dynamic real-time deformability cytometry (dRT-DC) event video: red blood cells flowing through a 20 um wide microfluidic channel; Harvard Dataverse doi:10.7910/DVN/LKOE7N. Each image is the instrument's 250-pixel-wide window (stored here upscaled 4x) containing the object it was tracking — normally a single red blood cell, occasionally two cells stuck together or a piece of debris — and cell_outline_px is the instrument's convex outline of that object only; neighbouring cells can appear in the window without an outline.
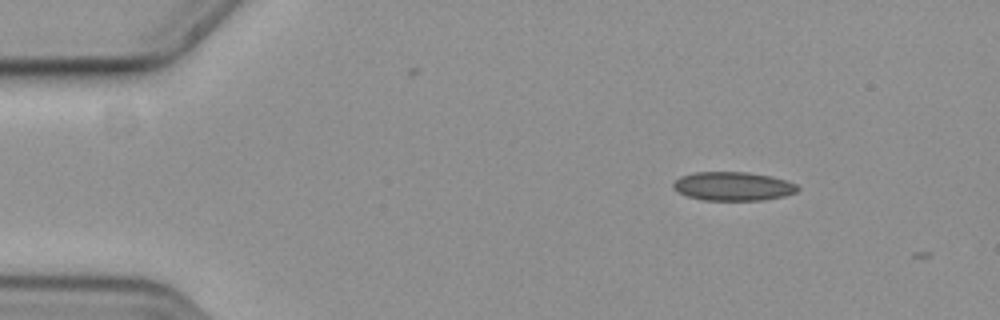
{"species": "common noctule bat (a hibernating species)", "species_latin": "Nyctalus noctula", "temperature_condition": "cold", "stored_images_in_passage": 2, "camera_frame_rate_fps": 3000, "um_per_image_px": 0.085, "animal": {"sex": "female", "body_mass_g": 19.3, "forearm_length_mm": 54.1}, "frame": {"image": 1, "passage_image": 1, "time_ms": 0.0, "image_size_px": [1000, 320], "cell_outline_px": [[800, 188], [796, 192], [784, 196], [764, 200], [704, 200], [688, 196], [680, 192], [672, 184], [680, 176], [696, 172], [748, 172], [772, 176], [796, 184]], "centroid_in_image_um": [62.34, 15.83], "position_along_channel_um": 22.7, "area_um2": 20.69}}